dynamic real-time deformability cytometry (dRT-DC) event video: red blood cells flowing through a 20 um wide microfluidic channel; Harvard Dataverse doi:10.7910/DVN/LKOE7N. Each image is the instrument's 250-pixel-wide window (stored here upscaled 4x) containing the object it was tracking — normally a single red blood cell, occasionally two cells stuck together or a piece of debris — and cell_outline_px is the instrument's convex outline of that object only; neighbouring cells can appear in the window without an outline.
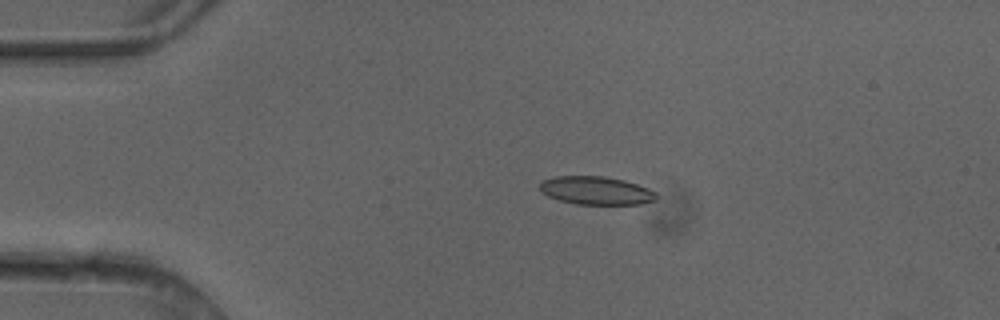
{"species": "common noctule bat (a hibernating species)", "species_latin": "Nyctalus noctula", "temperature_condition": "cold", "stored_images_in_passage": 3, "camera_frame_rate_fps": 3000, "um_per_image_px": 0.085, "animal": {"sex": "female"}, "frame": {"image": 1, "passage_image": 3, "time_ms": 0.667, "image_size_px": [1000, 320], "cell_outline_px": [[660, 196], [656, 200], [640, 204], [576, 204], [560, 200], [548, 196], [540, 188], [540, 180], [556, 176], [604, 176], [624, 180], [648, 188], [656, 192]], "centroid_in_image_um": [50.7, 16.19], "position_along_channel_um": 34.3, "area_um2": 19.19}}